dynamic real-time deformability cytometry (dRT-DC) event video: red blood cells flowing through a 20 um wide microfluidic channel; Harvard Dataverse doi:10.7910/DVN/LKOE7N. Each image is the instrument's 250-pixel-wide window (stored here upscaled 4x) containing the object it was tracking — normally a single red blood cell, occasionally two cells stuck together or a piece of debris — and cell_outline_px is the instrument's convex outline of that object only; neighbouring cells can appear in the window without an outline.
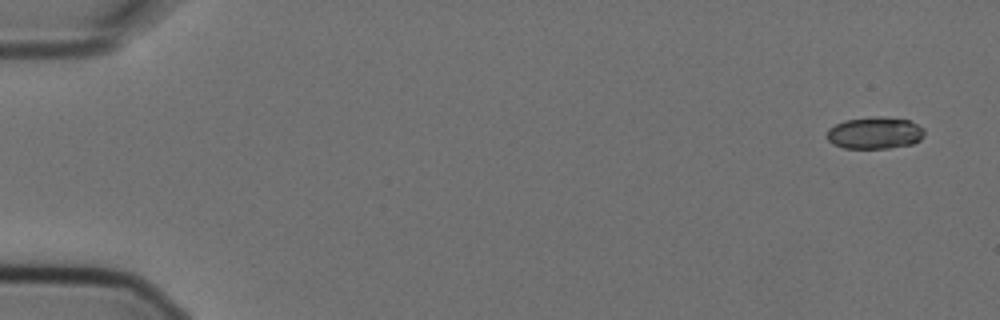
{"species": "Egyptian fruit bat (a non-hibernating species)", "species_latin": "Rousettus aegyptiacus", "temperature_condition": "cold", "stored_images_in_passage": 6, "camera_frame_rate_fps": 3000, "um_per_image_px": 0.085, "animal": {"sex": "female"}, "frame": {"image": 1, "passage_image": 1, "time_ms": 0.0, "image_size_px": [1000, 320], "cell_outline_px": [[924, 136], [920, 140], [912, 144], [888, 148], [844, 148], [832, 144], [824, 136], [828, 128], [844, 120], [876, 116], [884, 116], [908, 120], [924, 128]], "centroid_in_image_um": [74.33, 11.3], "position_along_channel_um": 10.7, "area_um2": 18.38}}
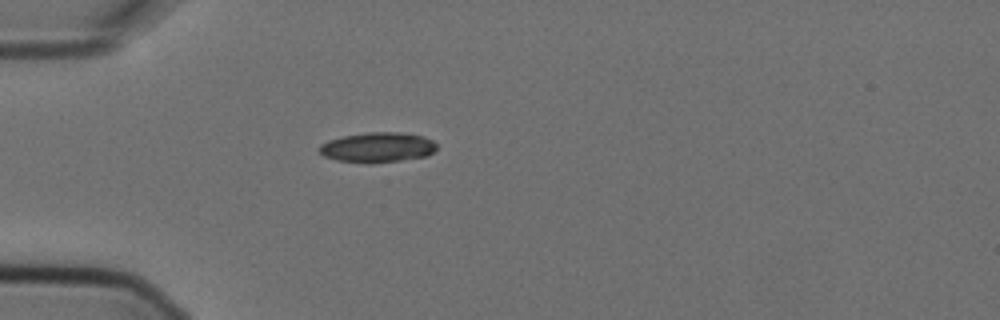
{"frame": {"image": 2, "passage_image": 5, "time_ms": 1.333, "image_size_px": [1000, 320], "cell_outline_px": [[436, 148], [428, 156], [372, 164], [368, 164], [336, 160], [324, 156], [320, 152], [320, 144], [328, 140], [344, 136], [368, 132], [400, 132], [424, 136], [432, 140], [436, 144]], "centroid_in_image_um": [32.09, 12.53], "position_along_channel_um": 52.9, "area_um2": 20.63}}